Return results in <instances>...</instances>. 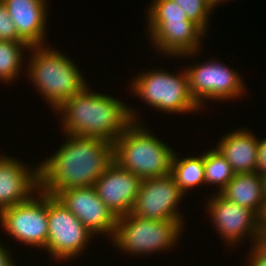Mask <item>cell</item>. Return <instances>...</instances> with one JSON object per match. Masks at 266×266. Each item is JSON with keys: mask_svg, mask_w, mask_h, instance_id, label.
<instances>
[{"mask_svg": "<svg viewBox=\"0 0 266 266\" xmlns=\"http://www.w3.org/2000/svg\"><path fill=\"white\" fill-rule=\"evenodd\" d=\"M141 123L132 122L113 143L114 162L141 179L171 174L175 151Z\"/></svg>", "mask_w": 266, "mask_h": 266, "instance_id": "277c9868", "label": "cell"}, {"mask_svg": "<svg viewBox=\"0 0 266 266\" xmlns=\"http://www.w3.org/2000/svg\"><path fill=\"white\" fill-rule=\"evenodd\" d=\"M207 1L215 8L219 3H222L228 0H207Z\"/></svg>", "mask_w": 266, "mask_h": 266, "instance_id": "f546056e", "label": "cell"}, {"mask_svg": "<svg viewBox=\"0 0 266 266\" xmlns=\"http://www.w3.org/2000/svg\"><path fill=\"white\" fill-rule=\"evenodd\" d=\"M14 22L18 36L29 46H44L46 42V0H3ZM45 42V44H44Z\"/></svg>", "mask_w": 266, "mask_h": 266, "instance_id": "2e32d148", "label": "cell"}, {"mask_svg": "<svg viewBox=\"0 0 266 266\" xmlns=\"http://www.w3.org/2000/svg\"><path fill=\"white\" fill-rule=\"evenodd\" d=\"M150 41L155 49L161 51L165 57H191L199 54L205 33L196 23L187 19L176 23H146ZM200 48V49H199ZM163 53V54H162ZM167 54V55H166Z\"/></svg>", "mask_w": 266, "mask_h": 266, "instance_id": "5bb4252c", "label": "cell"}, {"mask_svg": "<svg viewBox=\"0 0 266 266\" xmlns=\"http://www.w3.org/2000/svg\"><path fill=\"white\" fill-rule=\"evenodd\" d=\"M0 41L24 42L18 36L14 22L3 2H0Z\"/></svg>", "mask_w": 266, "mask_h": 266, "instance_id": "cb8c5ba5", "label": "cell"}, {"mask_svg": "<svg viewBox=\"0 0 266 266\" xmlns=\"http://www.w3.org/2000/svg\"><path fill=\"white\" fill-rule=\"evenodd\" d=\"M256 172L259 175L266 174V138L259 139Z\"/></svg>", "mask_w": 266, "mask_h": 266, "instance_id": "484cf974", "label": "cell"}, {"mask_svg": "<svg viewBox=\"0 0 266 266\" xmlns=\"http://www.w3.org/2000/svg\"><path fill=\"white\" fill-rule=\"evenodd\" d=\"M142 179L113 162L96 180L99 198L118 218L129 214L139 193Z\"/></svg>", "mask_w": 266, "mask_h": 266, "instance_id": "4fadbf2b", "label": "cell"}, {"mask_svg": "<svg viewBox=\"0 0 266 266\" xmlns=\"http://www.w3.org/2000/svg\"><path fill=\"white\" fill-rule=\"evenodd\" d=\"M89 86L62 103L55 114L62 115L66 135L103 139L113 144L138 113L111 95L91 92ZM136 114V115H135Z\"/></svg>", "mask_w": 266, "mask_h": 266, "instance_id": "7a4b0ae2", "label": "cell"}, {"mask_svg": "<svg viewBox=\"0 0 266 266\" xmlns=\"http://www.w3.org/2000/svg\"><path fill=\"white\" fill-rule=\"evenodd\" d=\"M182 226L183 220H152L129 213L117 218L111 241L122 252L153 254L175 247L181 238Z\"/></svg>", "mask_w": 266, "mask_h": 266, "instance_id": "5b68a950", "label": "cell"}, {"mask_svg": "<svg viewBox=\"0 0 266 266\" xmlns=\"http://www.w3.org/2000/svg\"><path fill=\"white\" fill-rule=\"evenodd\" d=\"M147 12L148 23L185 22V12L172 0H154Z\"/></svg>", "mask_w": 266, "mask_h": 266, "instance_id": "7402d4cb", "label": "cell"}, {"mask_svg": "<svg viewBox=\"0 0 266 266\" xmlns=\"http://www.w3.org/2000/svg\"><path fill=\"white\" fill-rule=\"evenodd\" d=\"M0 223L16 241L45 249L49 230L48 194L39 190L29 200L2 210Z\"/></svg>", "mask_w": 266, "mask_h": 266, "instance_id": "52a82bcc", "label": "cell"}, {"mask_svg": "<svg viewBox=\"0 0 266 266\" xmlns=\"http://www.w3.org/2000/svg\"><path fill=\"white\" fill-rule=\"evenodd\" d=\"M262 183H263V193H264V199L266 201V174L261 175Z\"/></svg>", "mask_w": 266, "mask_h": 266, "instance_id": "f1b7e54d", "label": "cell"}, {"mask_svg": "<svg viewBox=\"0 0 266 266\" xmlns=\"http://www.w3.org/2000/svg\"><path fill=\"white\" fill-rule=\"evenodd\" d=\"M261 225H262V232L266 233V209L263 214V217L261 218Z\"/></svg>", "mask_w": 266, "mask_h": 266, "instance_id": "83f0119b", "label": "cell"}, {"mask_svg": "<svg viewBox=\"0 0 266 266\" xmlns=\"http://www.w3.org/2000/svg\"><path fill=\"white\" fill-rule=\"evenodd\" d=\"M253 247L247 257L246 266H266V233L262 234L253 242ZM250 258V259H249Z\"/></svg>", "mask_w": 266, "mask_h": 266, "instance_id": "d4e9b609", "label": "cell"}, {"mask_svg": "<svg viewBox=\"0 0 266 266\" xmlns=\"http://www.w3.org/2000/svg\"><path fill=\"white\" fill-rule=\"evenodd\" d=\"M187 70L189 90L192 98L200 106L205 100H234L243 96L245 89L241 75L227 65L216 61L190 65ZM245 89V90H244Z\"/></svg>", "mask_w": 266, "mask_h": 266, "instance_id": "9c48e42d", "label": "cell"}, {"mask_svg": "<svg viewBox=\"0 0 266 266\" xmlns=\"http://www.w3.org/2000/svg\"><path fill=\"white\" fill-rule=\"evenodd\" d=\"M3 243H0V266H17L13 262V258L11 255L12 252H10Z\"/></svg>", "mask_w": 266, "mask_h": 266, "instance_id": "4316f807", "label": "cell"}, {"mask_svg": "<svg viewBox=\"0 0 266 266\" xmlns=\"http://www.w3.org/2000/svg\"><path fill=\"white\" fill-rule=\"evenodd\" d=\"M56 153L39 166V190L54 196L74 187L94 186L114 162L113 144L99 138L67 135Z\"/></svg>", "mask_w": 266, "mask_h": 266, "instance_id": "6da1fadb", "label": "cell"}, {"mask_svg": "<svg viewBox=\"0 0 266 266\" xmlns=\"http://www.w3.org/2000/svg\"><path fill=\"white\" fill-rule=\"evenodd\" d=\"M244 129L225 134L215 146L236 174L256 172L259 139Z\"/></svg>", "mask_w": 266, "mask_h": 266, "instance_id": "e0dca14e", "label": "cell"}, {"mask_svg": "<svg viewBox=\"0 0 266 266\" xmlns=\"http://www.w3.org/2000/svg\"><path fill=\"white\" fill-rule=\"evenodd\" d=\"M30 49L25 42L0 41V80L6 83L13 82L22 68L24 50ZM23 55V56H22ZM3 80V81H2Z\"/></svg>", "mask_w": 266, "mask_h": 266, "instance_id": "ffe728a7", "label": "cell"}, {"mask_svg": "<svg viewBox=\"0 0 266 266\" xmlns=\"http://www.w3.org/2000/svg\"><path fill=\"white\" fill-rule=\"evenodd\" d=\"M28 78L54 111L86 86L74 61L54 48L30 46Z\"/></svg>", "mask_w": 266, "mask_h": 266, "instance_id": "3957f363", "label": "cell"}, {"mask_svg": "<svg viewBox=\"0 0 266 266\" xmlns=\"http://www.w3.org/2000/svg\"><path fill=\"white\" fill-rule=\"evenodd\" d=\"M133 81L130 87L134 95L156 110L179 114L201 110L190 94L185 68L176 75L162 68L142 72Z\"/></svg>", "mask_w": 266, "mask_h": 266, "instance_id": "8992f818", "label": "cell"}, {"mask_svg": "<svg viewBox=\"0 0 266 266\" xmlns=\"http://www.w3.org/2000/svg\"><path fill=\"white\" fill-rule=\"evenodd\" d=\"M91 234H105L113 238L117 218L99 198L96 188L74 187L58 191L54 195Z\"/></svg>", "mask_w": 266, "mask_h": 266, "instance_id": "7c38bea8", "label": "cell"}, {"mask_svg": "<svg viewBox=\"0 0 266 266\" xmlns=\"http://www.w3.org/2000/svg\"><path fill=\"white\" fill-rule=\"evenodd\" d=\"M186 14L187 18L196 23L205 33L207 32L209 15L214 7L207 0H172ZM207 25V26H206Z\"/></svg>", "mask_w": 266, "mask_h": 266, "instance_id": "603a6c76", "label": "cell"}, {"mask_svg": "<svg viewBox=\"0 0 266 266\" xmlns=\"http://www.w3.org/2000/svg\"><path fill=\"white\" fill-rule=\"evenodd\" d=\"M48 239L45 251L55 261L75 259L83 253L93 234L61 202L48 194Z\"/></svg>", "mask_w": 266, "mask_h": 266, "instance_id": "ba28073f", "label": "cell"}, {"mask_svg": "<svg viewBox=\"0 0 266 266\" xmlns=\"http://www.w3.org/2000/svg\"><path fill=\"white\" fill-rule=\"evenodd\" d=\"M216 194L207 200L206 211L221 239L229 246L238 244L246 236L254 242L262 234L261 218L251 209L226 200L218 192Z\"/></svg>", "mask_w": 266, "mask_h": 266, "instance_id": "8fae6325", "label": "cell"}, {"mask_svg": "<svg viewBox=\"0 0 266 266\" xmlns=\"http://www.w3.org/2000/svg\"><path fill=\"white\" fill-rule=\"evenodd\" d=\"M183 196L171 174L142 179L130 214L152 220H183L177 208Z\"/></svg>", "mask_w": 266, "mask_h": 266, "instance_id": "30bf717a", "label": "cell"}, {"mask_svg": "<svg viewBox=\"0 0 266 266\" xmlns=\"http://www.w3.org/2000/svg\"><path fill=\"white\" fill-rule=\"evenodd\" d=\"M205 184H216L218 193L233 179L235 172L229 162L220 154L216 148L204 152Z\"/></svg>", "mask_w": 266, "mask_h": 266, "instance_id": "44dd1931", "label": "cell"}, {"mask_svg": "<svg viewBox=\"0 0 266 266\" xmlns=\"http://www.w3.org/2000/svg\"><path fill=\"white\" fill-rule=\"evenodd\" d=\"M28 167L12 156H0V212L29 200L39 191V167Z\"/></svg>", "mask_w": 266, "mask_h": 266, "instance_id": "9a60e30c", "label": "cell"}, {"mask_svg": "<svg viewBox=\"0 0 266 266\" xmlns=\"http://www.w3.org/2000/svg\"><path fill=\"white\" fill-rule=\"evenodd\" d=\"M174 153L171 175L180 191L186 195L189 189L205 184L204 152L200 156L178 158ZM177 156V157H176Z\"/></svg>", "mask_w": 266, "mask_h": 266, "instance_id": "d6986e66", "label": "cell"}, {"mask_svg": "<svg viewBox=\"0 0 266 266\" xmlns=\"http://www.w3.org/2000/svg\"><path fill=\"white\" fill-rule=\"evenodd\" d=\"M228 201L254 211L260 218L266 209L261 175L257 172L235 174L219 193Z\"/></svg>", "mask_w": 266, "mask_h": 266, "instance_id": "ac0fdd59", "label": "cell"}]
</instances>
